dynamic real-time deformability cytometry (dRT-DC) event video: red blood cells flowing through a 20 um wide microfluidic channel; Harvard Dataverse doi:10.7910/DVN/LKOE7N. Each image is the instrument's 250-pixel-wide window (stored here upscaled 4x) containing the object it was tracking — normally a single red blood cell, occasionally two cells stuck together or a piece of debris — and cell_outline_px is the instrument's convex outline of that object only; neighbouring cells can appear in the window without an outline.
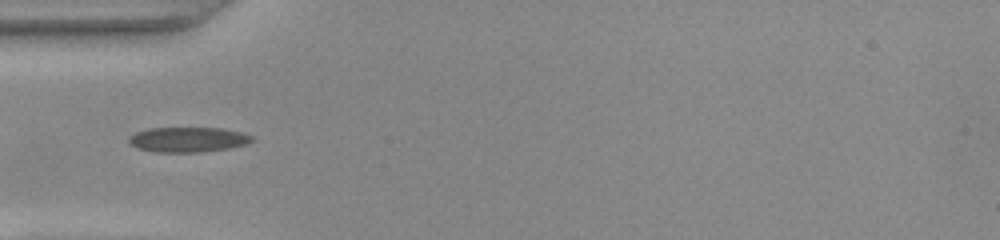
{"species": "common noctule bat (a hibernating species)", "species_latin": "Nyctalus noctula", "temperature_condition": "warm", "stored_images_in_passage": 37, "camera_frame_rate_fps": 3000, "um_per_image_px": 0.085, "animal": {"sex": "female", "body_mass_g": 22.0, "forearm_length_mm": 56.7}, "frame": {"image": 1, "passage_image": 1, "time_ms": 0.0, "image_size_px": [1000, 240], "cell_outline_px": [[252, 140], [248, 144], [228, 148], [200, 152], [156, 152], [136, 148], [128, 140], [128, 136], [136, 132], [148, 128], [224, 128], [240, 132], [252, 136]], "centroid_in_image_um": [15.95, 11.86], "position_along_channel_um": 69.0, "area_um2": 17.92}}
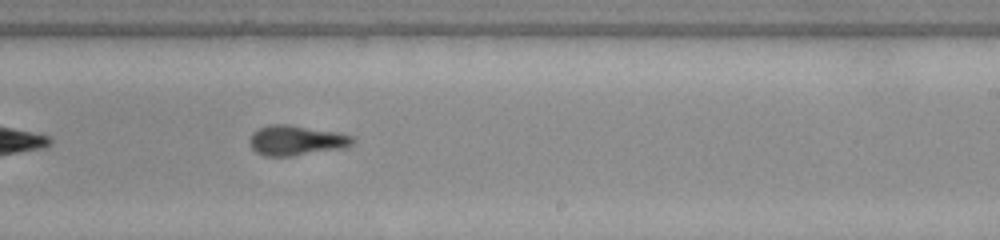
{"frame": {"image": 2, "passage_image": 16, "time_ms": 5.0, "image_size_px": [1000, 240], "cell_outline_px": [[356, 140], [352, 144], [344, 148], [292, 156], [264, 156], [256, 152], [248, 144], [248, 140], [252, 132], [268, 124], [288, 124], [336, 132], [352, 136]], "centroid_in_image_um": [25.14, 11.93], "position_along_channel_um": 263.9, "area_um2": 18.15}}
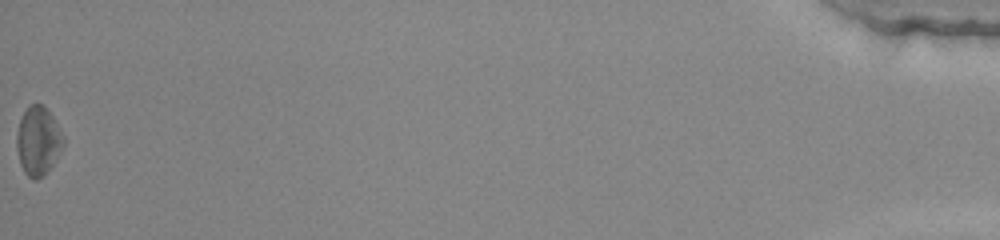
{"frame": {"image": 3, "passage_image": 37, "time_ms": 12.0, "image_size_px": [1000, 240], "cell_outline_px": [[64, 144], [48, 172], [44, 176], [36, 180], [32, 180], [24, 172], [20, 164], [16, 148], [16, 132], [20, 120], [28, 104], [40, 104], [52, 116], [64, 136]], "centroid_in_image_um": [3.22, 12.01], "position_along_channel_um": 432.0, "area_um2": 18.73}, "authors_computed_cell_mechanics": {"area_um2": 17.7446, "velocity_mm_per_s": 3.8964, "shape_relaxation_time_tau1_ms": 4.2528, "shape_relaxation_time_tau2_ms": 1.3545, "deformation_change_tau1": 0.1493, "deformation_change_tau2": 0.0679}}